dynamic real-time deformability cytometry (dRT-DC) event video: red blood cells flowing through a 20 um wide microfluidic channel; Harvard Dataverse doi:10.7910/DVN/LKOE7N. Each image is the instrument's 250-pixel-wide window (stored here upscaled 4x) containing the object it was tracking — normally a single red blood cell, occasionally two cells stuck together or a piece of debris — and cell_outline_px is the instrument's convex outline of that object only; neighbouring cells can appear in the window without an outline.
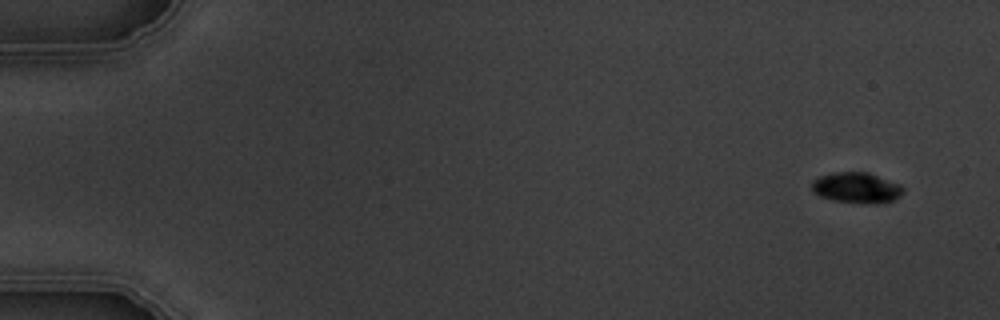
{"species": "common noctule bat (a hibernating species)", "species_latin": "Nyctalus noctula", "temperature_condition": "warm", "stored_images_in_passage": 5, "camera_frame_rate_fps": 3000, "um_per_image_px": 0.085, "animal": {"sex": "male", "body_mass_g": 19.5, "forearm_length_mm": 54.6}, "frame": {"image": 1, "passage_image": 1, "time_ms": 0.0, "image_size_px": [1000, 320], "cell_outline_px": [[904, 192], [900, 196], [884, 204], [872, 204], [836, 200], [820, 196], [812, 192], [812, 180], [820, 176], [832, 172], [868, 172], [900, 184], [904, 188]], "centroid_in_image_um": [72.83, 15.95], "position_along_channel_um": 12.2, "area_um2": 16.42}}
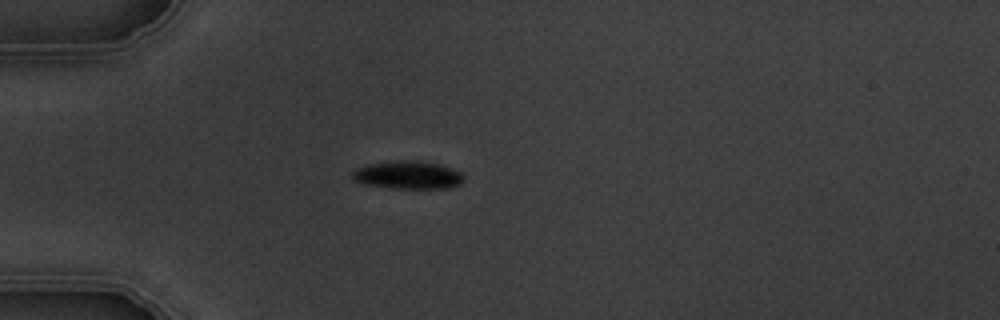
{"frame": {"image": 2, "passage_image": 5, "time_ms": 4.333, "image_size_px": [1000, 320], "cell_outline_px": [[464, 180], [460, 184], [448, 188], [392, 188], [364, 184], [356, 180], [352, 176], [352, 172], [356, 168], [368, 164], [400, 160], [420, 160], [440, 164], [452, 168], [460, 172], [464, 176]], "centroid_in_image_um": [34.7, 14.86], "position_along_channel_um": 50.3, "area_um2": 18.21}}